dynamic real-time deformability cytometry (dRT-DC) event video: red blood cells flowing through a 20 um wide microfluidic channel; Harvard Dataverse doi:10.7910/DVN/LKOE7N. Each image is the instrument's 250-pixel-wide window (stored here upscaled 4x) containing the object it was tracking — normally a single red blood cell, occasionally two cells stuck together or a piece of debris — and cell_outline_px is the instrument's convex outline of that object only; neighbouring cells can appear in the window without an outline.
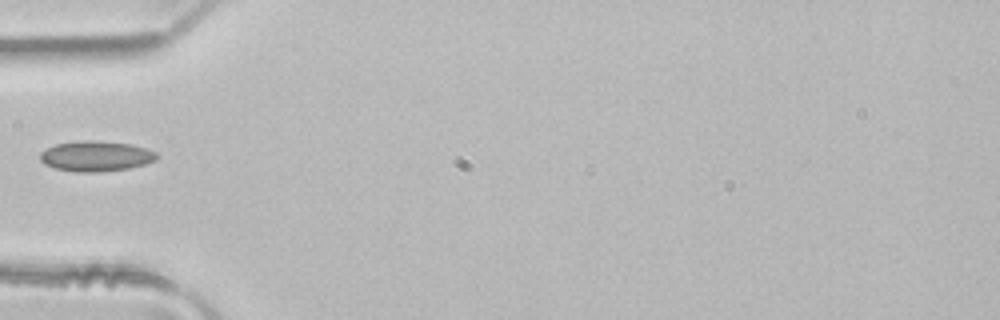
{"species": "common noctule bat (a hibernating species)", "species_latin": "Nyctalus noctula", "temperature_condition": "room temperature", "stored_images_in_passage": 6, "camera_frame_rate_fps": 3000, "um_per_image_px": 0.085, "animal": {"sex": "male", "body_mass_g": 21.5, "forearm_length_mm": 52.0}, "frame": {"image": 1, "passage_image": 5, "time_ms": 1.333, "image_size_px": [1000, 320], "cell_outline_px": [[160, 156], [156, 160], [144, 164], [128, 168], [96, 172], [80, 172], [56, 168], [44, 164], [40, 160], [40, 152], [56, 144], [80, 140], [92, 140], [128, 144], [144, 148], [156, 152]], "centroid_in_image_um": [8.15, 13.27], "position_along_channel_um": 76.9, "area_um2": 20.4}}
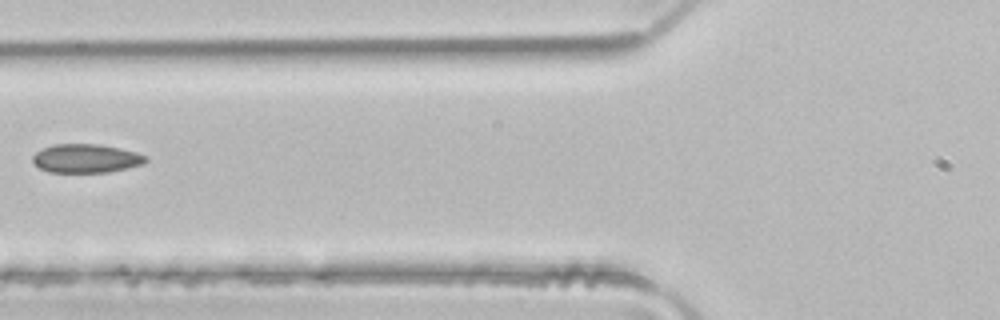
{"frame": {"image": 2, "passage_image": 6, "time_ms": 1.667, "image_size_px": [1000, 320], "cell_outline_px": [[148, 160], [144, 164], [108, 172], [48, 172], [40, 168], [32, 160], [32, 156], [36, 152], [52, 144], [96, 144], [136, 152], [148, 156]], "centroid_in_image_um": [7.32, 13.47], "position_along_channel_um": 118.5, "area_um2": 18.79}}